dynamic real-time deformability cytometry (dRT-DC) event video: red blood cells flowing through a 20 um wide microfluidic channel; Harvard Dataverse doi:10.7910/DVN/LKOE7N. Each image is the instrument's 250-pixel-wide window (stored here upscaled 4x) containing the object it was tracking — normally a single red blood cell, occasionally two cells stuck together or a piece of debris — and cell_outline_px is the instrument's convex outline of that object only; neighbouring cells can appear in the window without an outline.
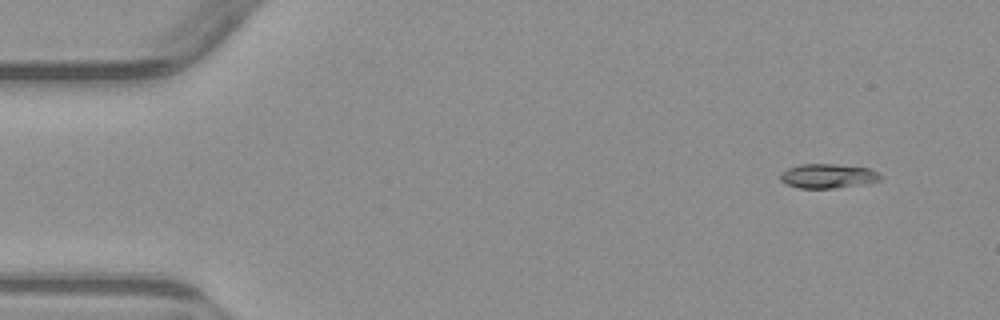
{"species": "common noctule bat (a hibernating species)", "species_latin": "Nyctalus noctula", "temperature_condition": "warm", "stored_images_in_passage": 4, "camera_frame_rate_fps": 3000, "um_per_image_px": 0.085, "animal": {"sex": "male", "body_mass_g": 23.1, "forearm_length_mm": 52.7}, "frame": {"image": 1, "passage_image": 1, "time_ms": 0.0, "image_size_px": [1000, 320], "cell_outline_px": [[884, 180], [864, 184], [832, 188], [800, 188], [788, 184], [780, 180], [780, 172], [788, 168], [800, 164], [836, 164], [868, 168], [884, 176]], "centroid_in_image_um": [70.4, 14.96], "position_along_channel_um": 14.6, "area_um2": 14.28}}
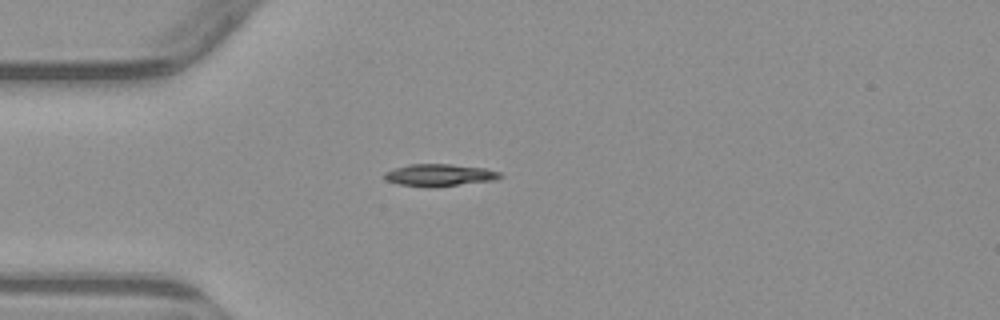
{"frame": {"image": 2, "passage_image": 4, "time_ms": 3.333, "image_size_px": [1000, 320], "cell_outline_px": [[504, 176], [496, 180], [436, 188], [428, 188], [400, 184], [388, 180], [384, 176], [384, 172], [408, 164], [452, 164], [484, 168], [500, 172]], "centroid_in_image_um": [37.41, 14.9], "position_along_channel_um": 47.6, "area_um2": 15.14}}